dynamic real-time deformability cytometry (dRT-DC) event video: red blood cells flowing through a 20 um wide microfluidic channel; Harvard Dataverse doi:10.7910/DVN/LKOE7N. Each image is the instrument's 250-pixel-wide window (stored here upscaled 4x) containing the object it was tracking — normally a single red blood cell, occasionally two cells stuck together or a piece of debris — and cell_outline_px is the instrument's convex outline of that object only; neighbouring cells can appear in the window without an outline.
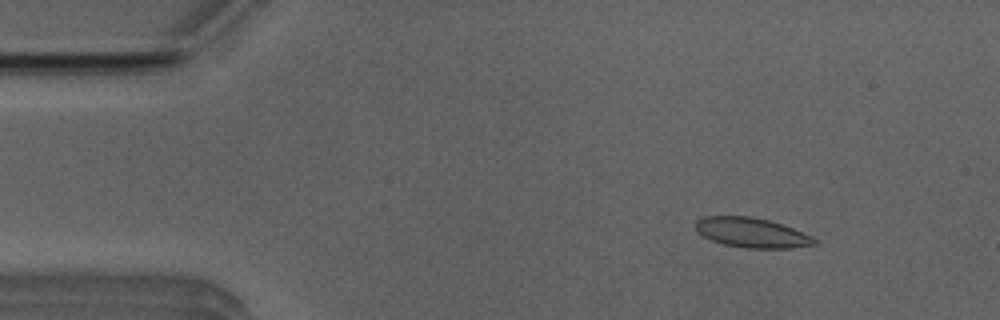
{"species": "Egyptian fruit bat (a non-hibernating species)", "species_latin": "Rousettus aegyptiacus", "temperature_condition": "room temperature", "stored_images_in_passage": 50, "camera_frame_rate_fps": 3000, "um_per_image_px": 0.085, "animal": {"sex": "male"}, "frame": {"image": 1, "passage_image": 5, "time_ms": 1.333, "image_size_px": [1000, 320], "cell_outline_px": [[816, 244], [792, 248], [744, 248], [724, 244], [712, 240], [696, 232], [692, 224], [696, 220], [704, 216], [752, 216], [768, 220], [792, 228], [812, 236], [816, 240]], "centroid_in_image_um": [63.83, 19.77], "position_along_channel_um": 21.2, "area_um2": 20.69}}
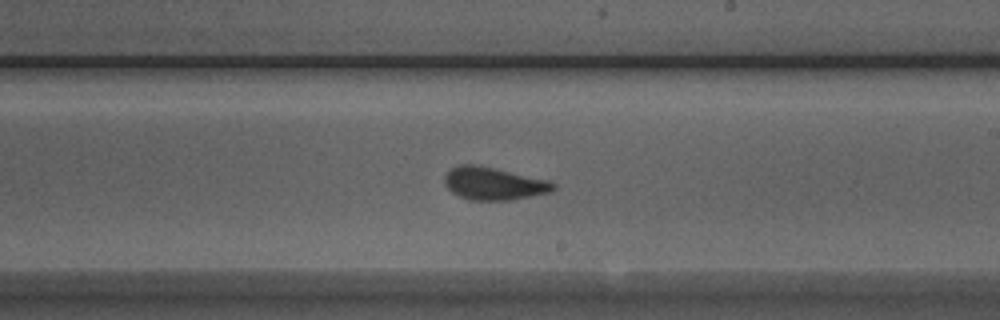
{"frame": {"image": 2, "passage_image": 28, "time_ms": 9.0, "image_size_px": [1000, 320], "cell_outline_px": [[556, 188], [552, 192], [512, 200], [468, 200], [452, 192], [444, 184], [444, 176], [452, 168], [460, 164], [472, 164], [492, 168], [548, 180], [556, 184]], "centroid_in_image_um": [41.97, 15.62], "position_along_channel_um": 247.0, "area_um2": 20.58}}
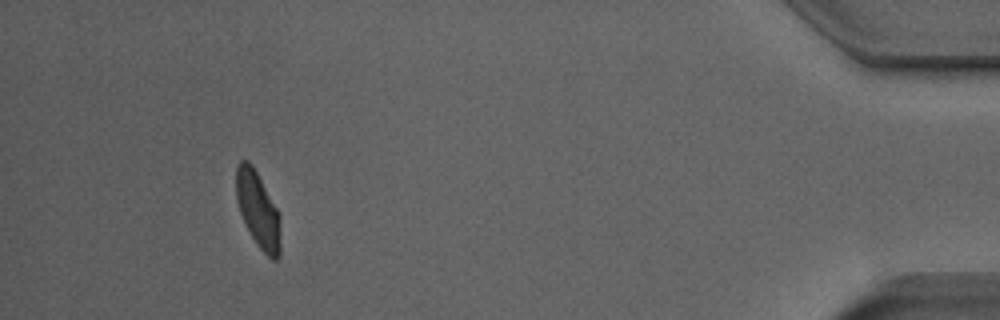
{"frame": {"image": 3, "passage_image": 46, "time_ms": 15.0, "image_size_px": [1000, 320], "cell_outline_px": [[280, 256], [276, 260], [272, 260], [256, 244], [240, 212], [236, 200], [236, 168], [240, 160], [248, 160], [252, 164], [280, 212]], "centroid_in_image_um": [21.95, 17.82], "position_along_channel_um": 413.3, "area_um2": 19.71}, "authors_computed_cell_mechanics": {"area_um2": 20.4323, "velocity_mm_per_s": 3.9464, "shape_relaxation_time_tau1_ms": 5.0319, "shape_relaxation_time_tau2_ms": 1.0115, "deformation_change_tau1": 0.141, "deformation_change_tau2": 0.0558}}